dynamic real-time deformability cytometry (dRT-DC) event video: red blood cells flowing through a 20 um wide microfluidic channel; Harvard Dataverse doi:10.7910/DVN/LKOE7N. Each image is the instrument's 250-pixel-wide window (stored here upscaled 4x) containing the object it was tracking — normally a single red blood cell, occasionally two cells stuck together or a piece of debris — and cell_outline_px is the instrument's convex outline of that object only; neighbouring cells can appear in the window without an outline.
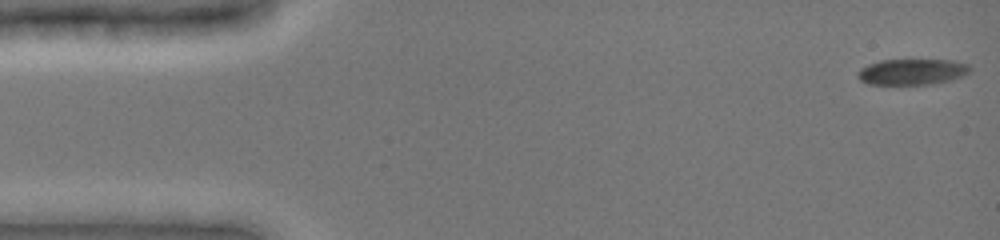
{"species": "common noctule bat (a hibernating species)", "species_latin": "Nyctalus noctula", "temperature_condition": "cold", "stored_images_in_passage": 48, "camera_frame_rate_fps": 3000, "um_per_image_px": 0.085, "animal": {"sex": "female", "body_mass_g": 19.0, "forearm_length_mm": 51.5}, "frame": {"image": 1, "passage_image": 1, "time_ms": 0.0, "image_size_px": [1000, 240], "cell_outline_px": [[972, 72], [964, 76], [932, 84], [868, 84], [860, 80], [856, 76], [856, 72], [860, 68], [868, 64], [880, 60], [956, 60], [968, 64], [972, 68]], "centroid_in_image_um": [77.54, 6.09], "position_along_channel_um": 7.5, "area_um2": 17.17}}
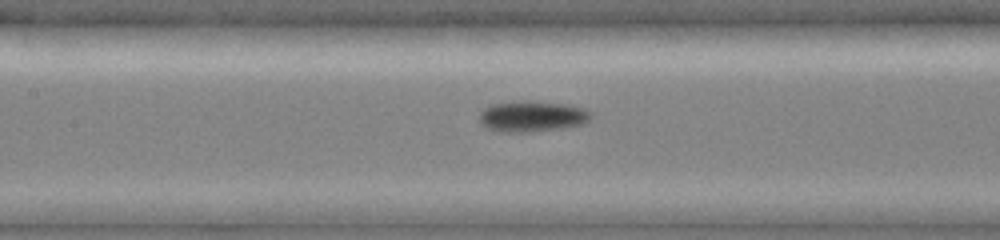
{"frame": {"image": 2, "passage_image": 22, "time_ms": 7.0, "image_size_px": [1000, 240], "cell_outline_px": [[592, 116], [584, 124], [560, 128], [528, 132], [500, 132], [484, 128], [480, 124], [480, 112], [484, 108], [492, 104], [516, 100], [524, 100], [568, 104], [584, 108], [592, 112]], "centroid_in_image_um": [45.2, 9.88], "position_along_channel_um": 162.2, "area_um2": 20.4}}
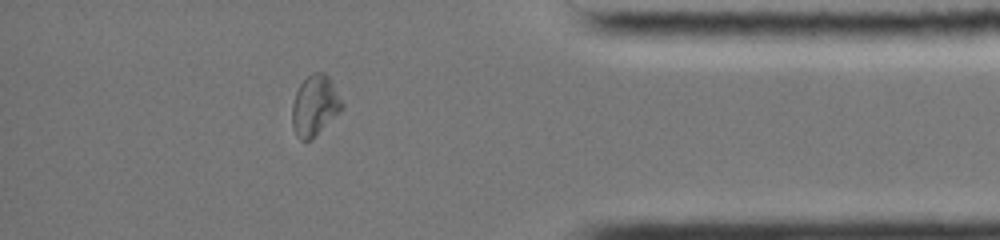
{"frame": {"image": 3, "passage_image": 42, "time_ms": 13.667, "image_size_px": [1000, 240], "cell_outline_px": [[344, 108], [312, 140], [300, 140], [296, 136], [292, 128], [292, 104], [296, 92], [300, 84], [312, 72], [324, 72], [328, 76], [344, 104]], "centroid_in_image_um": [26.75, 9.0], "position_along_channel_um": 408.4, "area_um2": 17.69}, "authors_computed_cell_mechanics": {"area_um2": 17.6579, "velocity_mm_per_s": 3.9406, "shape_relaxation_time_tau1_ms": null, "shape_relaxation_time_tau2_ms": 5.9304, "deformation_change_tau1": null, "deformation_change_tau2": 0.0949}}